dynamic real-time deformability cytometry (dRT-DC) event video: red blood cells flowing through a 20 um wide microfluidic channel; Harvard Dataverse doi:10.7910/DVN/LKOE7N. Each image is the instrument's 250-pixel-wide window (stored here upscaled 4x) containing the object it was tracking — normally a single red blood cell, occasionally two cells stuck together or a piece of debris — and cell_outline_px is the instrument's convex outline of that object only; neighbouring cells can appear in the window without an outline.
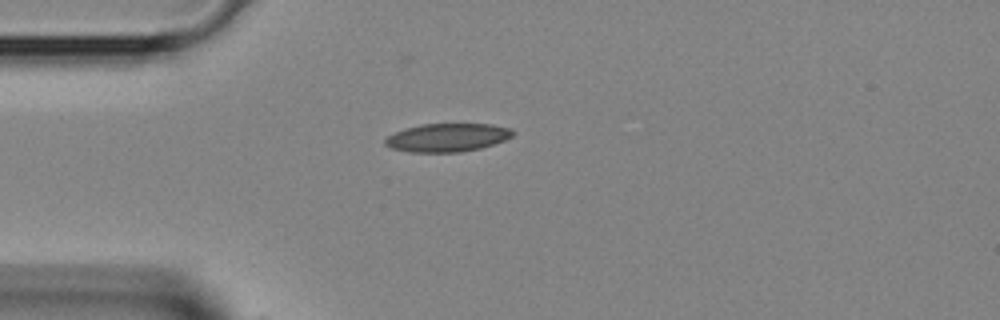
{"species": "Egyptian fruit bat (a non-hibernating species)", "species_latin": "Rousettus aegyptiacus", "temperature_condition": "room temperature", "stored_images_in_passage": 1, "camera_frame_rate_fps": 3000, "um_per_image_px": 0.085, "animal": {"sex": "female"}, "frame": {"image": 1, "passage_image": 1, "time_ms": 0.0, "image_size_px": [1000, 320], "cell_outline_px": [[516, 132], [512, 136], [504, 140], [480, 148], [460, 152], [412, 152], [388, 148], [384, 144], [384, 140], [388, 136], [396, 132], [420, 124], [492, 124], [508, 128]], "centroid_in_image_um": [38.0, 11.69], "position_along_channel_um": 47.0, "area_um2": 20.92}}